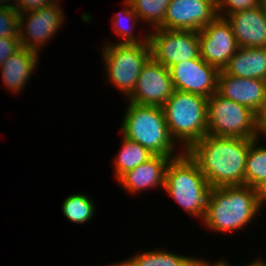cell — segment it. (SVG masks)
Segmentation results:
<instances>
[{"label": "cell", "mask_w": 266, "mask_h": 266, "mask_svg": "<svg viewBox=\"0 0 266 266\" xmlns=\"http://www.w3.org/2000/svg\"><path fill=\"white\" fill-rule=\"evenodd\" d=\"M54 2H56V0H16L15 9L19 13L30 12Z\"/></svg>", "instance_id": "83f0119b"}, {"label": "cell", "mask_w": 266, "mask_h": 266, "mask_svg": "<svg viewBox=\"0 0 266 266\" xmlns=\"http://www.w3.org/2000/svg\"><path fill=\"white\" fill-rule=\"evenodd\" d=\"M22 48L20 37L0 38V66Z\"/></svg>", "instance_id": "4316f807"}, {"label": "cell", "mask_w": 266, "mask_h": 266, "mask_svg": "<svg viewBox=\"0 0 266 266\" xmlns=\"http://www.w3.org/2000/svg\"><path fill=\"white\" fill-rule=\"evenodd\" d=\"M20 13L9 7H0V38L19 37Z\"/></svg>", "instance_id": "d4e9b609"}, {"label": "cell", "mask_w": 266, "mask_h": 266, "mask_svg": "<svg viewBox=\"0 0 266 266\" xmlns=\"http://www.w3.org/2000/svg\"><path fill=\"white\" fill-rule=\"evenodd\" d=\"M174 90L209 98L217 92L219 70L201 57L176 63L169 68Z\"/></svg>", "instance_id": "4fadbf2b"}, {"label": "cell", "mask_w": 266, "mask_h": 266, "mask_svg": "<svg viewBox=\"0 0 266 266\" xmlns=\"http://www.w3.org/2000/svg\"><path fill=\"white\" fill-rule=\"evenodd\" d=\"M217 93L258 114L266 102V81L235 77L220 70L217 79Z\"/></svg>", "instance_id": "5bb4252c"}, {"label": "cell", "mask_w": 266, "mask_h": 266, "mask_svg": "<svg viewBox=\"0 0 266 266\" xmlns=\"http://www.w3.org/2000/svg\"><path fill=\"white\" fill-rule=\"evenodd\" d=\"M122 145L114 162V177L118 180L123 174L134 169L153 156V154L139 143L122 136Z\"/></svg>", "instance_id": "ffe728a7"}, {"label": "cell", "mask_w": 266, "mask_h": 266, "mask_svg": "<svg viewBox=\"0 0 266 266\" xmlns=\"http://www.w3.org/2000/svg\"><path fill=\"white\" fill-rule=\"evenodd\" d=\"M192 266H229V264L224 259H219L218 261L211 263L206 259L204 260L202 258L194 257Z\"/></svg>", "instance_id": "4dcf8cb0"}, {"label": "cell", "mask_w": 266, "mask_h": 266, "mask_svg": "<svg viewBox=\"0 0 266 266\" xmlns=\"http://www.w3.org/2000/svg\"><path fill=\"white\" fill-rule=\"evenodd\" d=\"M207 135L257 139V114L250 108L213 93L207 98Z\"/></svg>", "instance_id": "52a82bcc"}, {"label": "cell", "mask_w": 266, "mask_h": 266, "mask_svg": "<svg viewBox=\"0 0 266 266\" xmlns=\"http://www.w3.org/2000/svg\"><path fill=\"white\" fill-rule=\"evenodd\" d=\"M262 4V0H216V9L219 17H226L241 10L256 8Z\"/></svg>", "instance_id": "484cf974"}, {"label": "cell", "mask_w": 266, "mask_h": 266, "mask_svg": "<svg viewBox=\"0 0 266 266\" xmlns=\"http://www.w3.org/2000/svg\"><path fill=\"white\" fill-rule=\"evenodd\" d=\"M14 1V2H11ZM0 0V7H9L15 9L16 0ZM10 2V3H9Z\"/></svg>", "instance_id": "1f68e13d"}, {"label": "cell", "mask_w": 266, "mask_h": 266, "mask_svg": "<svg viewBox=\"0 0 266 266\" xmlns=\"http://www.w3.org/2000/svg\"><path fill=\"white\" fill-rule=\"evenodd\" d=\"M245 266H266V262L261 258H257L255 261H252Z\"/></svg>", "instance_id": "d6a6232c"}, {"label": "cell", "mask_w": 266, "mask_h": 266, "mask_svg": "<svg viewBox=\"0 0 266 266\" xmlns=\"http://www.w3.org/2000/svg\"><path fill=\"white\" fill-rule=\"evenodd\" d=\"M170 160V157L153 155L116 181L124 191L136 195L144 190L164 188L165 171Z\"/></svg>", "instance_id": "2e32d148"}, {"label": "cell", "mask_w": 266, "mask_h": 266, "mask_svg": "<svg viewBox=\"0 0 266 266\" xmlns=\"http://www.w3.org/2000/svg\"><path fill=\"white\" fill-rule=\"evenodd\" d=\"M262 4H263V6H264V8L266 10V0H262Z\"/></svg>", "instance_id": "836d02e7"}, {"label": "cell", "mask_w": 266, "mask_h": 266, "mask_svg": "<svg viewBox=\"0 0 266 266\" xmlns=\"http://www.w3.org/2000/svg\"><path fill=\"white\" fill-rule=\"evenodd\" d=\"M257 129L259 137L265 135L266 137V102L260 112L257 114Z\"/></svg>", "instance_id": "f1b7e54d"}, {"label": "cell", "mask_w": 266, "mask_h": 266, "mask_svg": "<svg viewBox=\"0 0 266 266\" xmlns=\"http://www.w3.org/2000/svg\"><path fill=\"white\" fill-rule=\"evenodd\" d=\"M223 71L235 77L266 81V47H238Z\"/></svg>", "instance_id": "ac0fdd59"}, {"label": "cell", "mask_w": 266, "mask_h": 266, "mask_svg": "<svg viewBox=\"0 0 266 266\" xmlns=\"http://www.w3.org/2000/svg\"><path fill=\"white\" fill-rule=\"evenodd\" d=\"M148 35L151 58L168 69L176 63L200 57L198 31L155 28Z\"/></svg>", "instance_id": "ba28073f"}, {"label": "cell", "mask_w": 266, "mask_h": 266, "mask_svg": "<svg viewBox=\"0 0 266 266\" xmlns=\"http://www.w3.org/2000/svg\"><path fill=\"white\" fill-rule=\"evenodd\" d=\"M210 188L197 162L187 151L169 161L165 171L164 191L185 212L201 222L205 217Z\"/></svg>", "instance_id": "3957f363"}, {"label": "cell", "mask_w": 266, "mask_h": 266, "mask_svg": "<svg viewBox=\"0 0 266 266\" xmlns=\"http://www.w3.org/2000/svg\"><path fill=\"white\" fill-rule=\"evenodd\" d=\"M254 140L206 134L187 153L211 187L242 186L249 146Z\"/></svg>", "instance_id": "6da1fadb"}, {"label": "cell", "mask_w": 266, "mask_h": 266, "mask_svg": "<svg viewBox=\"0 0 266 266\" xmlns=\"http://www.w3.org/2000/svg\"><path fill=\"white\" fill-rule=\"evenodd\" d=\"M40 54L22 47L0 66L3 86L13 94H19L35 73Z\"/></svg>", "instance_id": "e0dca14e"}, {"label": "cell", "mask_w": 266, "mask_h": 266, "mask_svg": "<svg viewBox=\"0 0 266 266\" xmlns=\"http://www.w3.org/2000/svg\"><path fill=\"white\" fill-rule=\"evenodd\" d=\"M217 16L216 0H171L158 28L199 31Z\"/></svg>", "instance_id": "7c38bea8"}, {"label": "cell", "mask_w": 266, "mask_h": 266, "mask_svg": "<svg viewBox=\"0 0 266 266\" xmlns=\"http://www.w3.org/2000/svg\"><path fill=\"white\" fill-rule=\"evenodd\" d=\"M198 33L200 57L219 71L223 70L238 49L228 21L217 16Z\"/></svg>", "instance_id": "30bf717a"}, {"label": "cell", "mask_w": 266, "mask_h": 266, "mask_svg": "<svg viewBox=\"0 0 266 266\" xmlns=\"http://www.w3.org/2000/svg\"><path fill=\"white\" fill-rule=\"evenodd\" d=\"M120 126L122 136L139 143L153 155L172 159L184 152H176L177 144L169 133L164 111L160 106L129 102Z\"/></svg>", "instance_id": "277c9868"}, {"label": "cell", "mask_w": 266, "mask_h": 266, "mask_svg": "<svg viewBox=\"0 0 266 266\" xmlns=\"http://www.w3.org/2000/svg\"><path fill=\"white\" fill-rule=\"evenodd\" d=\"M140 20L152 29L158 28L166 16L171 0H128Z\"/></svg>", "instance_id": "cb8c5ba5"}, {"label": "cell", "mask_w": 266, "mask_h": 266, "mask_svg": "<svg viewBox=\"0 0 266 266\" xmlns=\"http://www.w3.org/2000/svg\"><path fill=\"white\" fill-rule=\"evenodd\" d=\"M173 91L169 69L150 58L143 66L136 87L127 100L138 105L162 107Z\"/></svg>", "instance_id": "8fae6325"}, {"label": "cell", "mask_w": 266, "mask_h": 266, "mask_svg": "<svg viewBox=\"0 0 266 266\" xmlns=\"http://www.w3.org/2000/svg\"><path fill=\"white\" fill-rule=\"evenodd\" d=\"M59 1L38 10L20 13L19 37L22 47L39 53L65 21Z\"/></svg>", "instance_id": "9c48e42d"}, {"label": "cell", "mask_w": 266, "mask_h": 266, "mask_svg": "<svg viewBox=\"0 0 266 266\" xmlns=\"http://www.w3.org/2000/svg\"><path fill=\"white\" fill-rule=\"evenodd\" d=\"M262 208L250 186L211 187L202 222L211 231L238 232L255 221Z\"/></svg>", "instance_id": "7a4b0ae2"}, {"label": "cell", "mask_w": 266, "mask_h": 266, "mask_svg": "<svg viewBox=\"0 0 266 266\" xmlns=\"http://www.w3.org/2000/svg\"><path fill=\"white\" fill-rule=\"evenodd\" d=\"M194 256H184L158 249L139 252L127 260L109 266H192Z\"/></svg>", "instance_id": "d6986e66"}, {"label": "cell", "mask_w": 266, "mask_h": 266, "mask_svg": "<svg viewBox=\"0 0 266 266\" xmlns=\"http://www.w3.org/2000/svg\"><path fill=\"white\" fill-rule=\"evenodd\" d=\"M101 49L107 81L128 98L136 87L143 66L151 58L149 42L140 44L110 42L104 43Z\"/></svg>", "instance_id": "8992f818"}, {"label": "cell", "mask_w": 266, "mask_h": 266, "mask_svg": "<svg viewBox=\"0 0 266 266\" xmlns=\"http://www.w3.org/2000/svg\"><path fill=\"white\" fill-rule=\"evenodd\" d=\"M124 10L115 14L112 19V25L114 32L119 35V40L117 44H140L148 42V34L144 37H136L134 33V28L140 20L139 16L136 14L134 9L128 0H124ZM124 22V23H123ZM132 22L130 25L128 23ZM127 25H126V24ZM137 23V24H136ZM125 24V25H124ZM122 38V39H121ZM124 39V40H123Z\"/></svg>", "instance_id": "44dd1931"}, {"label": "cell", "mask_w": 266, "mask_h": 266, "mask_svg": "<svg viewBox=\"0 0 266 266\" xmlns=\"http://www.w3.org/2000/svg\"><path fill=\"white\" fill-rule=\"evenodd\" d=\"M87 194L77 193L67 196L62 202L63 215L73 223L84 224L95 215V205Z\"/></svg>", "instance_id": "603a6c76"}, {"label": "cell", "mask_w": 266, "mask_h": 266, "mask_svg": "<svg viewBox=\"0 0 266 266\" xmlns=\"http://www.w3.org/2000/svg\"><path fill=\"white\" fill-rule=\"evenodd\" d=\"M255 193L259 204L263 207L266 206V178L260 182L255 188Z\"/></svg>", "instance_id": "f546056e"}, {"label": "cell", "mask_w": 266, "mask_h": 266, "mask_svg": "<svg viewBox=\"0 0 266 266\" xmlns=\"http://www.w3.org/2000/svg\"><path fill=\"white\" fill-rule=\"evenodd\" d=\"M167 128L177 146L188 151L207 134V98L174 90L162 106Z\"/></svg>", "instance_id": "5b68a950"}, {"label": "cell", "mask_w": 266, "mask_h": 266, "mask_svg": "<svg viewBox=\"0 0 266 266\" xmlns=\"http://www.w3.org/2000/svg\"><path fill=\"white\" fill-rule=\"evenodd\" d=\"M231 26L238 47H266V10L260 6L224 17Z\"/></svg>", "instance_id": "9a60e30c"}, {"label": "cell", "mask_w": 266, "mask_h": 266, "mask_svg": "<svg viewBox=\"0 0 266 266\" xmlns=\"http://www.w3.org/2000/svg\"><path fill=\"white\" fill-rule=\"evenodd\" d=\"M259 139L250 144L246 159L245 185L252 188L266 178V145L260 146Z\"/></svg>", "instance_id": "7402d4cb"}]
</instances>
